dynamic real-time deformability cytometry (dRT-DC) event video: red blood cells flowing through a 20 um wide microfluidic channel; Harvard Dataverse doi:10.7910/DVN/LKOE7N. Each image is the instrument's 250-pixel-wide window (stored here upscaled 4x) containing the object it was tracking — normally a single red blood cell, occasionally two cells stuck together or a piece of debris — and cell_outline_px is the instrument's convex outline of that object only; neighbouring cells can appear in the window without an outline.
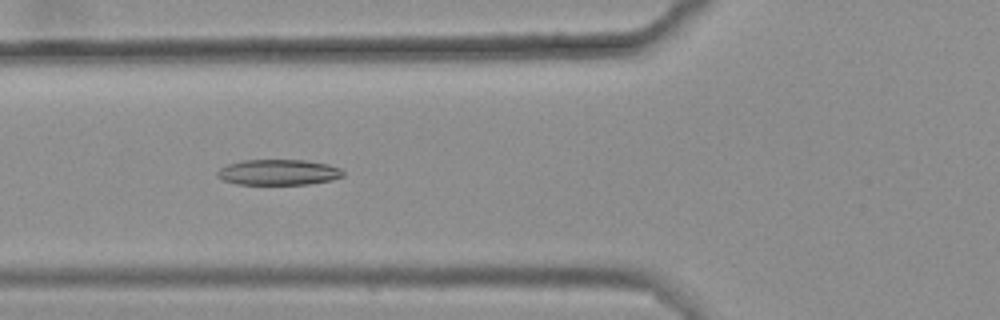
{"species": "common noctule bat (a hibernating species)", "species_latin": "Nyctalus noctula", "temperature_condition": "warm", "stored_images_in_passage": 47, "camera_frame_rate_fps": 3000, "um_per_image_px": 0.085, "animal": {"sex": "female", "body_mass_g": 25.1}, "frame": {"image": 1, "passage_image": 20, "time_ms": 6.333, "image_size_px": [1000, 320], "cell_outline_px": [[344, 176], [332, 180], [308, 184], [236, 184], [224, 180], [216, 176], [216, 172], [220, 168], [228, 164], [244, 160], [304, 160], [328, 164], [340, 168], [344, 172]], "centroid_in_image_um": [23.67, 14.64], "position_along_channel_um": 102.1, "area_um2": 18.79}}
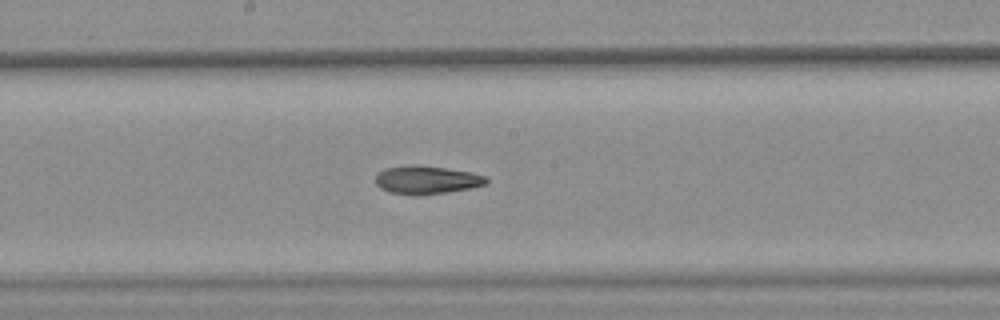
{"frame": {"image": 2, "passage_image": 29, "time_ms": 9.333, "image_size_px": [1000, 320], "cell_outline_px": [[488, 180], [484, 184], [472, 188], [444, 192], [388, 192], [380, 188], [376, 184], [376, 176], [384, 168], [444, 168], [472, 172], [484, 176]], "centroid_in_image_um": [36.32, 15.3], "position_along_channel_um": 211.9, "area_um2": 16.47}}
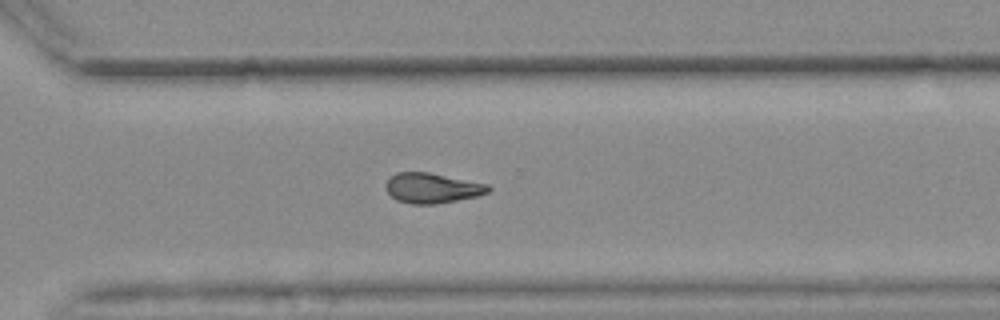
{"frame": {"image": 3, "passage_image": 39, "time_ms": 12.667, "image_size_px": [1000, 320], "cell_outline_px": [[492, 188], [488, 192], [480, 196], [436, 204], [412, 204], [396, 200], [384, 188], [384, 184], [396, 172], [428, 172], [488, 184]], "centroid_in_image_um": [36.74, 15.99], "position_along_channel_um": 333.9, "area_um2": 18.09}, "authors_computed_cell_mechanics": {"area_um2": 18.496, "velocity_mm_per_s": 3.6581, "shape_relaxation_time_tau1_ms": null, "shape_relaxation_time_tau2_ms": 5.2447, "deformation_change_tau1": null, "deformation_change_tau2": 0.1296}}